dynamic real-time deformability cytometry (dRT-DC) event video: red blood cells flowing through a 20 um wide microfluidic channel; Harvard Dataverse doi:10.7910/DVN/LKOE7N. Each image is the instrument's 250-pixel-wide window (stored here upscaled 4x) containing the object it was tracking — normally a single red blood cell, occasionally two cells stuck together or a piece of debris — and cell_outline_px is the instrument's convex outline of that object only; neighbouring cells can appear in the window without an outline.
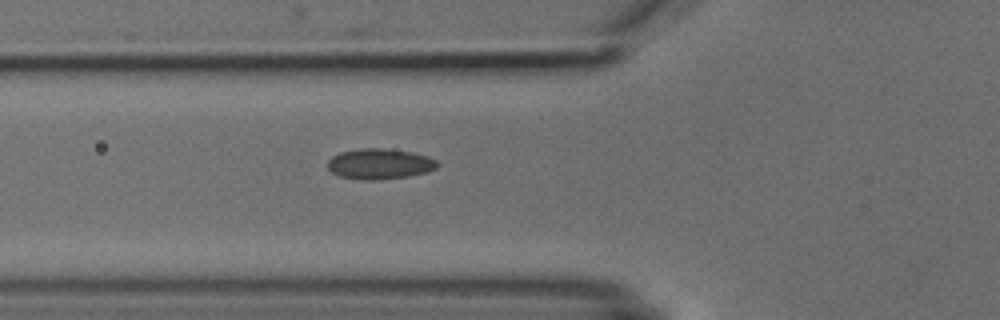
{"species": "common noctule bat (a hibernating species)", "species_latin": "Nyctalus noctula", "temperature_condition": "cold", "stored_images_in_passage": 4, "camera_frame_rate_fps": 3000, "um_per_image_px": 0.085, "animal": {"sex": "male", "body_mass_g": 18.8}, "frame": {"image": 1, "passage_image": 4, "time_ms": 4.333, "image_size_px": [1000, 320], "cell_outline_px": [[440, 164], [436, 168], [428, 172], [408, 176], [376, 180], [360, 180], [340, 176], [332, 172], [328, 168], [328, 160], [332, 156], [340, 152], [360, 148], [384, 148], [412, 152], [428, 156], [436, 160]], "centroid_in_image_um": [32.28, 13.93], "position_along_channel_um": 93.5, "area_um2": 19.65}}